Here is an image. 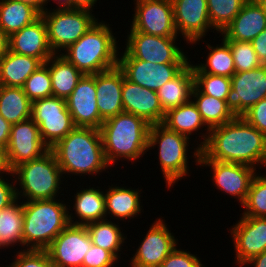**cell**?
Here are the masks:
<instances>
[{
    "label": "cell",
    "mask_w": 266,
    "mask_h": 267,
    "mask_svg": "<svg viewBox=\"0 0 266 267\" xmlns=\"http://www.w3.org/2000/svg\"><path fill=\"white\" fill-rule=\"evenodd\" d=\"M199 160L244 164L260 171L266 168V136L237 116L210 129Z\"/></svg>",
    "instance_id": "6da1fadb"
},
{
    "label": "cell",
    "mask_w": 266,
    "mask_h": 267,
    "mask_svg": "<svg viewBox=\"0 0 266 267\" xmlns=\"http://www.w3.org/2000/svg\"><path fill=\"white\" fill-rule=\"evenodd\" d=\"M50 149L67 180L73 175L98 177L111 169L105 157L100 130L96 128L75 127Z\"/></svg>",
    "instance_id": "7a4b0ae2"
},
{
    "label": "cell",
    "mask_w": 266,
    "mask_h": 267,
    "mask_svg": "<svg viewBox=\"0 0 266 267\" xmlns=\"http://www.w3.org/2000/svg\"><path fill=\"white\" fill-rule=\"evenodd\" d=\"M150 124L127 112L119 113L102 123L100 133L107 162L111 167L124 160L135 165L148 152Z\"/></svg>",
    "instance_id": "3957f363"
},
{
    "label": "cell",
    "mask_w": 266,
    "mask_h": 267,
    "mask_svg": "<svg viewBox=\"0 0 266 267\" xmlns=\"http://www.w3.org/2000/svg\"><path fill=\"white\" fill-rule=\"evenodd\" d=\"M110 25L98 20L61 55L84 75L97 74L118 66V54L121 49L118 42L121 41H117L118 37Z\"/></svg>",
    "instance_id": "277c9868"
},
{
    "label": "cell",
    "mask_w": 266,
    "mask_h": 267,
    "mask_svg": "<svg viewBox=\"0 0 266 267\" xmlns=\"http://www.w3.org/2000/svg\"><path fill=\"white\" fill-rule=\"evenodd\" d=\"M60 198L22 201L23 250H46L69 224L70 202Z\"/></svg>",
    "instance_id": "5b68a950"
},
{
    "label": "cell",
    "mask_w": 266,
    "mask_h": 267,
    "mask_svg": "<svg viewBox=\"0 0 266 267\" xmlns=\"http://www.w3.org/2000/svg\"><path fill=\"white\" fill-rule=\"evenodd\" d=\"M191 140H194V138L189 139L185 135L168 129L162 123L150 126L148 152L154 150V148L156 149L157 146V161H159V169L163 174L168 190L173 188L179 180L190 176L189 161L192 157L195 159L192 162L199 166L201 149L194 145L195 148L194 146L191 148L194 151H191L192 155L189 156Z\"/></svg>",
    "instance_id": "8992f818"
},
{
    "label": "cell",
    "mask_w": 266,
    "mask_h": 267,
    "mask_svg": "<svg viewBox=\"0 0 266 267\" xmlns=\"http://www.w3.org/2000/svg\"><path fill=\"white\" fill-rule=\"evenodd\" d=\"M12 172L17 198L22 201L55 199L64 195L62 184L66 179H63L61 168L51 149L41 157L17 166Z\"/></svg>",
    "instance_id": "52a82bcc"
},
{
    "label": "cell",
    "mask_w": 266,
    "mask_h": 267,
    "mask_svg": "<svg viewBox=\"0 0 266 267\" xmlns=\"http://www.w3.org/2000/svg\"><path fill=\"white\" fill-rule=\"evenodd\" d=\"M41 16L45 21L48 42L54 54H61L99 20L94 12L76 8H48Z\"/></svg>",
    "instance_id": "ba28073f"
},
{
    "label": "cell",
    "mask_w": 266,
    "mask_h": 267,
    "mask_svg": "<svg viewBox=\"0 0 266 267\" xmlns=\"http://www.w3.org/2000/svg\"><path fill=\"white\" fill-rule=\"evenodd\" d=\"M127 32L124 51H119L118 59H139L154 64L190 63L188 52L178 47L177 37H160L135 30Z\"/></svg>",
    "instance_id": "9c48e42d"
},
{
    "label": "cell",
    "mask_w": 266,
    "mask_h": 267,
    "mask_svg": "<svg viewBox=\"0 0 266 267\" xmlns=\"http://www.w3.org/2000/svg\"><path fill=\"white\" fill-rule=\"evenodd\" d=\"M31 118L39 127L42 141L49 148L76 127L66 100L54 96L34 100Z\"/></svg>",
    "instance_id": "30bf717a"
},
{
    "label": "cell",
    "mask_w": 266,
    "mask_h": 267,
    "mask_svg": "<svg viewBox=\"0 0 266 267\" xmlns=\"http://www.w3.org/2000/svg\"><path fill=\"white\" fill-rule=\"evenodd\" d=\"M130 30L160 37H179L171 0H133Z\"/></svg>",
    "instance_id": "8fae6325"
},
{
    "label": "cell",
    "mask_w": 266,
    "mask_h": 267,
    "mask_svg": "<svg viewBox=\"0 0 266 267\" xmlns=\"http://www.w3.org/2000/svg\"><path fill=\"white\" fill-rule=\"evenodd\" d=\"M165 219L158 217L138 244L133 257L128 260L130 267H161L164 259L179 244L171 233Z\"/></svg>",
    "instance_id": "7c38bea8"
},
{
    "label": "cell",
    "mask_w": 266,
    "mask_h": 267,
    "mask_svg": "<svg viewBox=\"0 0 266 267\" xmlns=\"http://www.w3.org/2000/svg\"><path fill=\"white\" fill-rule=\"evenodd\" d=\"M173 5L174 24L178 36L184 44L195 46L203 41L212 30L209 19L207 0H171Z\"/></svg>",
    "instance_id": "4fadbf2b"
},
{
    "label": "cell",
    "mask_w": 266,
    "mask_h": 267,
    "mask_svg": "<svg viewBox=\"0 0 266 267\" xmlns=\"http://www.w3.org/2000/svg\"><path fill=\"white\" fill-rule=\"evenodd\" d=\"M49 149L42 141L39 127L32 118L11 125L9 142L5 149L10 171L41 157Z\"/></svg>",
    "instance_id": "5bb4252c"
},
{
    "label": "cell",
    "mask_w": 266,
    "mask_h": 267,
    "mask_svg": "<svg viewBox=\"0 0 266 267\" xmlns=\"http://www.w3.org/2000/svg\"><path fill=\"white\" fill-rule=\"evenodd\" d=\"M199 166L210 168L213 186L223 194L237 199L239 205H243L254 176L255 168L238 163L219 162L215 160H199Z\"/></svg>",
    "instance_id": "9a60e30c"
},
{
    "label": "cell",
    "mask_w": 266,
    "mask_h": 267,
    "mask_svg": "<svg viewBox=\"0 0 266 267\" xmlns=\"http://www.w3.org/2000/svg\"><path fill=\"white\" fill-rule=\"evenodd\" d=\"M231 85L226 99L227 107L236 117L242 116L266 98V65L235 73L231 77Z\"/></svg>",
    "instance_id": "2e32d148"
},
{
    "label": "cell",
    "mask_w": 266,
    "mask_h": 267,
    "mask_svg": "<svg viewBox=\"0 0 266 267\" xmlns=\"http://www.w3.org/2000/svg\"><path fill=\"white\" fill-rule=\"evenodd\" d=\"M91 245L86 226L69 223L46 251L56 267H82Z\"/></svg>",
    "instance_id": "e0dca14e"
},
{
    "label": "cell",
    "mask_w": 266,
    "mask_h": 267,
    "mask_svg": "<svg viewBox=\"0 0 266 267\" xmlns=\"http://www.w3.org/2000/svg\"><path fill=\"white\" fill-rule=\"evenodd\" d=\"M228 231L233 240L234 264L237 267L266 251V217L241 215Z\"/></svg>",
    "instance_id": "ac0fdd59"
},
{
    "label": "cell",
    "mask_w": 266,
    "mask_h": 267,
    "mask_svg": "<svg viewBox=\"0 0 266 267\" xmlns=\"http://www.w3.org/2000/svg\"><path fill=\"white\" fill-rule=\"evenodd\" d=\"M189 63L154 64L139 59H118L125 77L141 87L158 91L176 77Z\"/></svg>",
    "instance_id": "d6986e66"
},
{
    "label": "cell",
    "mask_w": 266,
    "mask_h": 267,
    "mask_svg": "<svg viewBox=\"0 0 266 267\" xmlns=\"http://www.w3.org/2000/svg\"><path fill=\"white\" fill-rule=\"evenodd\" d=\"M66 104L76 127L100 129L104 120L98 111L95 74L83 75Z\"/></svg>",
    "instance_id": "ffe728a7"
},
{
    "label": "cell",
    "mask_w": 266,
    "mask_h": 267,
    "mask_svg": "<svg viewBox=\"0 0 266 267\" xmlns=\"http://www.w3.org/2000/svg\"><path fill=\"white\" fill-rule=\"evenodd\" d=\"M122 104L124 112L132 113L148 124L162 123L165 112L162 110L157 91L141 87L129 81L125 75L122 87Z\"/></svg>",
    "instance_id": "44dd1931"
},
{
    "label": "cell",
    "mask_w": 266,
    "mask_h": 267,
    "mask_svg": "<svg viewBox=\"0 0 266 267\" xmlns=\"http://www.w3.org/2000/svg\"><path fill=\"white\" fill-rule=\"evenodd\" d=\"M9 50L19 55L38 58L42 63L54 55L42 16L9 36Z\"/></svg>",
    "instance_id": "7402d4cb"
},
{
    "label": "cell",
    "mask_w": 266,
    "mask_h": 267,
    "mask_svg": "<svg viewBox=\"0 0 266 267\" xmlns=\"http://www.w3.org/2000/svg\"><path fill=\"white\" fill-rule=\"evenodd\" d=\"M123 80L124 73L118 66L95 74L98 111L103 120L124 112Z\"/></svg>",
    "instance_id": "603a6c76"
},
{
    "label": "cell",
    "mask_w": 266,
    "mask_h": 267,
    "mask_svg": "<svg viewBox=\"0 0 266 267\" xmlns=\"http://www.w3.org/2000/svg\"><path fill=\"white\" fill-rule=\"evenodd\" d=\"M127 187L119 186V183L114 185L111 182V186L108 185L104 190L106 219L111 217L110 220L112 219L113 222L117 220L115 222L125 223L129 220V223L131 219L142 215L141 212L144 210L140 199L142 188Z\"/></svg>",
    "instance_id": "cb8c5ba5"
},
{
    "label": "cell",
    "mask_w": 266,
    "mask_h": 267,
    "mask_svg": "<svg viewBox=\"0 0 266 267\" xmlns=\"http://www.w3.org/2000/svg\"><path fill=\"white\" fill-rule=\"evenodd\" d=\"M265 29L266 12L256 0H247L219 37L224 40L251 42Z\"/></svg>",
    "instance_id": "d4e9b609"
},
{
    "label": "cell",
    "mask_w": 266,
    "mask_h": 267,
    "mask_svg": "<svg viewBox=\"0 0 266 267\" xmlns=\"http://www.w3.org/2000/svg\"><path fill=\"white\" fill-rule=\"evenodd\" d=\"M162 124L172 131L185 135L189 139H192L190 136L198 134L196 139L197 137L201 138H198V141L195 139L194 141L197 143L194 142L191 146L196 144L200 149L205 145L209 136L210 128L205 124L200 112L192 100L168 110L165 113ZM201 131L204 132L202 133Z\"/></svg>",
    "instance_id": "484cf974"
},
{
    "label": "cell",
    "mask_w": 266,
    "mask_h": 267,
    "mask_svg": "<svg viewBox=\"0 0 266 267\" xmlns=\"http://www.w3.org/2000/svg\"><path fill=\"white\" fill-rule=\"evenodd\" d=\"M85 187L77 190L73 195V203L68 204V219L70 224L86 225L91 222L106 219L104 190L99 186L91 187V184ZM69 211H74V213Z\"/></svg>",
    "instance_id": "4316f807"
},
{
    "label": "cell",
    "mask_w": 266,
    "mask_h": 267,
    "mask_svg": "<svg viewBox=\"0 0 266 267\" xmlns=\"http://www.w3.org/2000/svg\"><path fill=\"white\" fill-rule=\"evenodd\" d=\"M42 64L38 58L19 55L8 50L0 58V85L23 87L25 81Z\"/></svg>",
    "instance_id": "83f0119b"
},
{
    "label": "cell",
    "mask_w": 266,
    "mask_h": 267,
    "mask_svg": "<svg viewBox=\"0 0 266 267\" xmlns=\"http://www.w3.org/2000/svg\"><path fill=\"white\" fill-rule=\"evenodd\" d=\"M45 64L51 76L52 96L66 100L84 74L61 54L52 55Z\"/></svg>",
    "instance_id": "f1b7e54d"
},
{
    "label": "cell",
    "mask_w": 266,
    "mask_h": 267,
    "mask_svg": "<svg viewBox=\"0 0 266 267\" xmlns=\"http://www.w3.org/2000/svg\"><path fill=\"white\" fill-rule=\"evenodd\" d=\"M194 87V74L192 62L172 80L165 83L158 89L157 95L162 110L166 113L172 108L188 103Z\"/></svg>",
    "instance_id": "f546056e"
},
{
    "label": "cell",
    "mask_w": 266,
    "mask_h": 267,
    "mask_svg": "<svg viewBox=\"0 0 266 267\" xmlns=\"http://www.w3.org/2000/svg\"><path fill=\"white\" fill-rule=\"evenodd\" d=\"M120 222L113 223L110 219H104L86 224L92 244L109 251L119 262L123 253L127 235L121 230ZM122 252V253H121Z\"/></svg>",
    "instance_id": "4dcf8cb0"
},
{
    "label": "cell",
    "mask_w": 266,
    "mask_h": 267,
    "mask_svg": "<svg viewBox=\"0 0 266 267\" xmlns=\"http://www.w3.org/2000/svg\"><path fill=\"white\" fill-rule=\"evenodd\" d=\"M23 205L17 198L13 203L0 210V249L23 248ZM11 246V247H10Z\"/></svg>",
    "instance_id": "1f68e13d"
},
{
    "label": "cell",
    "mask_w": 266,
    "mask_h": 267,
    "mask_svg": "<svg viewBox=\"0 0 266 267\" xmlns=\"http://www.w3.org/2000/svg\"><path fill=\"white\" fill-rule=\"evenodd\" d=\"M221 44L210 45L206 42L207 57L200 64L192 63L193 73H206L225 77H232L236 73L233 55L229 44L221 38ZM209 51V52H208Z\"/></svg>",
    "instance_id": "d6a6232c"
},
{
    "label": "cell",
    "mask_w": 266,
    "mask_h": 267,
    "mask_svg": "<svg viewBox=\"0 0 266 267\" xmlns=\"http://www.w3.org/2000/svg\"><path fill=\"white\" fill-rule=\"evenodd\" d=\"M32 101L22 87L0 85V115L11 125L31 118Z\"/></svg>",
    "instance_id": "836d02e7"
},
{
    "label": "cell",
    "mask_w": 266,
    "mask_h": 267,
    "mask_svg": "<svg viewBox=\"0 0 266 267\" xmlns=\"http://www.w3.org/2000/svg\"><path fill=\"white\" fill-rule=\"evenodd\" d=\"M41 14L17 0H0V27L8 36L33 23Z\"/></svg>",
    "instance_id": "e575fe53"
},
{
    "label": "cell",
    "mask_w": 266,
    "mask_h": 267,
    "mask_svg": "<svg viewBox=\"0 0 266 267\" xmlns=\"http://www.w3.org/2000/svg\"><path fill=\"white\" fill-rule=\"evenodd\" d=\"M191 100L210 129L230 122L236 117L227 107L226 100L203 94L195 85Z\"/></svg>",
    "instance_id": "d590c367"
},
{
    "label": "cell",
    "mask_w": 266,
    "mask_h": 267,
    "mask_svg": "<svg viewBox=\"0 0 266 267\" xmlns=\"http://www.w3.org/2000/svg\"><path fill=\"white\" fill-rule=\"evenodd\" d=\"M247 0H207L212 28L218 34L232 22Z\"/></svg>",
    "instance_id": "8d00e7d4"
},
{
    "label": "cell",
    "mask_w": 266,
    "mask_h": 267,
    "mask_svg": "<svg viewBox=\"0 0 266 267\" xmlns=\"http://www.w3.org/2000/svg\"><path fill=\"white\" fill-rule=\"evenodd\" d=\"M258 171L254 176L240 215L266 217V173Z\"/></svg>",
    "instance_id": "74e56055"
},
{
    "label": "cell",
    "mask_w": 266,
    "mask_h": 267,
    "mask_svg": "<svg viewBox=\"0 0 266 267\" xmlns=\"http://www.w3.org/2000/svg\"><path fill=\"white\" fill-rule=\"evenodd\" d=\"M23 91L33 102L36 99L48 98L52 96V81L48 66L43 63L25 81Z\"/></svg>",
    "instance_id": "f35d334b"
},
{
    "label": "cell",
    "mask_w": 266,
    "mask_h": 267,
    "mask_svg": "<svg viewBox=\"0 0 266 267\" xmlns=\"http://www.w3.org/2000/svg\"><path fill=\"white\" fill-rule=\"evenodd\" d=\"M194 85L203 93L214 98L226 100L230 91L231 77L193 73Z\"/></svg>",
    "instance_id": "ab89813d"
},
{
    "label": "cell",
    "mask_w": 266,
    "mask_h": 267,
    "mask_svg": "<svg viewBox=\"0 0 266 267\" xmlns=\"http://www.w3.org/2000/svg\"><path fill=\"white\" fill-rule=\"evenodd\" d=\"M231 49L236 73L249 71L260 67L262 64L253 49L251 42L225 40Z\"/></svg>",
    "instance_id": "60d3db41"
},
{
    "label": "cell",
    "mask_w": 266,
    "mask_h": 267,
    "mask_svg": "<svg viewBox=\"0 0 266 267\" xmlns=\"http://www.w3.org/2000/svg\"><path fill=\"white\" fill-rule=\"evenodd\" d=\"M14 259L5 267H56L46 250L15 251Z\"/></svg>",
    "instance_id": "b9f144b4"
},
{
    "label": "cell",
    "mask_w": 266,
    "mask_h": 267,
    "mask_svg": "<svg viewBox=\"0 0 266 267\" xmlns=\"http://www.w3.org/2000/svg\"><path fill=\"white\" fill-rule=\"evenodd\" d=\"M197 254L191 253L189 250H183L178 245L164 259L161 267H206L202 264Z\"/></svg>",
    "instance_id": "7bdbcfd3"
},
{
    "label": "cell",
    "mask_w": 266,
    "mask_h": 267,
    "mask_svg": "<svg viewBox=\"0 0 266 267\" xmlns=\"http://www.w3.org/2000/svg\"><path fill=\"white\" fill-rule=\"evenodd\" d=\"M118 263L109 251L92 244L85 254L82 267H117Z\"/></svg>",
    "instance_id": "ee69618b"
},
{
    "label": "cell",
    "mask_w": 266,
    "mask_h": 267,
    "mask_svg": "<svg viewBox=\"0 0 266 267\" xmlns=\"http://www.w3.org/2000/svg\"><path fill=\"white\" fill-rule=\"evenodd\" d=\"M13 178L12 171L0 173V210L17 199L15 179Z\"/></svg>",
    "instance_id": "f6af8a7d"
},
{
    "label": "cell",
    "mask_w": 266,
    "mask_h": 267,
    "mask_svg": "<svg viewBox=\"0 0 266 267\" xmlns=\"http://www.w3.org/2000/svg\"><path fill=\"white\" fill-rule=\"evenodd\" d=\"M241 117L266 136V98L253 105Z\"/></svg>",
    "instance_id": "bcb514c9"
},
{
    "label": "cell",
    "mask_w": 266,
    "mask_h": 267,
    "mask_svg": "<svg viewBox=\"0 0 266 267\" xmlns=\"http://www.w3.org/2000/svg\"><path fill=\"white\" fill-rule=\"evenodd\" d=\"M258 60L262 65H266V29L256 36L252 41Z\"/></svg>",
    "instance_id": "7dc6e473"
},
{
    "label": "cell",
    "mask_w": 266,
    "mask_h": 267,
    "mask_svg": "<svg viewBox=\"0 0 266 267\" xmlns=\"http://www.w3.org/2000/svg\"><path fill=\"white\" fill-rule=\"evenodd\" d=\"M11 132V124L0 115V147L6 149Z\"/></svg>",
    "instance_id": "c3c4849f"
},
{
    "label": "cell",
    "mask_w": 266,
    "mask_h": 267,
    "mask_svg": "<svg viewBox=\"0 0 266 267\" xmlns=\"http://www.w3.org/2000/svg\"><path fill=\"white\" fill-rule=\"evenodd\" d=\"M98 0H72V8L85 9L94 12Z\"/></svg>",
    "instance_id": "681fc988"
},
{
    "label": "cell",
    "mask_w": 266,
    "mask_h": 267,
    "mask_svg": "<svg viewBox=\"0 0 266 267\" xmlns=\"http://www.w3.org/2000/svg\"><path fill=\"white\" fill-rule=\"evenodd\" d=\"M246 265H252L251 267H266V251L249 259L242 267H246Z\"/></svg>",
    "instance_id": "f907efd6"
},
{
    "label": "cell",
    "mask_w": 266,
    "mask_h": 267,
    "mask_svg": "<svg viewBox=\"0 0 266 267\" xmlns=\"http://www.w3.org/2000/svg\"><path fill=\"white\" fill-rule=\"evenodd\" d=\"M9 50V36L0 27V58Z\"/></svg>",
    "instance_id": "816d5d0a"
},
{
    "label": "cell",
    "mask_w": 266,
    "mask_h": 267,
    "mask_svg": "<svg viewBox=\"0 0 266 267\" xmlns=\"http://www.w3.org/2000/svg\"><path fill=\"white\" fill-rule=\"evenodd\" d=\"M35 8L40 14L45 11V0H17Z\"/></svg>",
    "instance_id": "f5cc1de1"
},
{
    "label": "cell",
    "mask_w": 266,
    "mask_h": 267,
    "mask_svg": "<svg viewBox=\"0 0 266 267\" xmlns=\"http://www.w3.org/2000/svg\"><path fill=\"white\" fill-rule=\"evenodd\" d=\"M53 1V2H52ZM56 3L55 9L72 8V0H45V11L48 9V3ZM47 6V7H46ZM57 7V8H56Z\"/></svg>",
    "instance_id": "db71d44e"
},
{
    "label": "cell",
    "mask_w": 266,
    "mask_h": 267,
    "mask_svg": "<svg viewBox=\"0 0 266 267\" xmlns=\"http://www.w3.org/2000/svg\"><path fill=\"white\" fill-rule=\"evenodd\" d=\"M10 171L7 160H6V151L4 148L0 147V173Z\"/></svg>",
    "instance_id": "11a10c76"
},
{
    "label": "cell",
    "mask_w": 266,
    "mask_h": 267,
    "mask_svg": "<svg viewBox=\"0 0 266 267\" xmlns=\"http://www.w3.org/2000/svg\"><path fill=\"white\" fill-rule=\"evenodd\" d=\"M256 1L262 7V9L266 12V0H256Z\"/></svg>",
    "instance_id": "9f6ffc18"
}]
</instances>
